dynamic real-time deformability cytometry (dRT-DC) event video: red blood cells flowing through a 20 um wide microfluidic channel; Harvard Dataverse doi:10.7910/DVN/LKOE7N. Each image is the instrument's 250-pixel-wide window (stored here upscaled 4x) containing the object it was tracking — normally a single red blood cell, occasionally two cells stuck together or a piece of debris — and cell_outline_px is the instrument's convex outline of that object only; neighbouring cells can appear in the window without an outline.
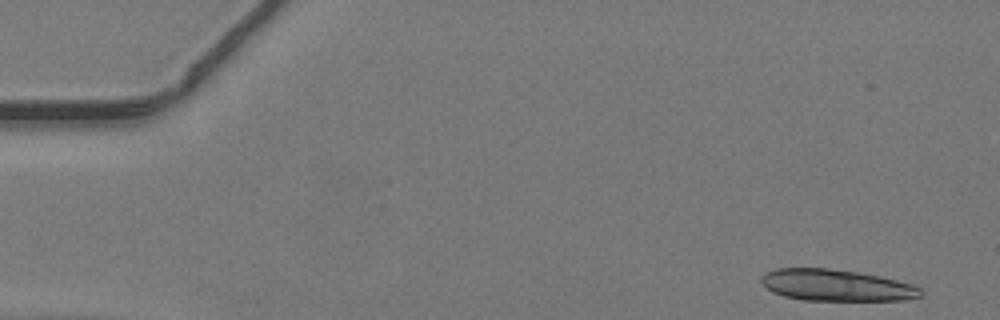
{"species": "common noctule bat (a hibernating species)", "species_latin": "Nyctalus noctula", "temperature_condition": "warm", "stored_images_in_passage": 46, "camera_frame_rate_fps": 3000, "um_per_image_px": 0.085, "animal": {"sex": "male", "body_mass_g": 19.2, "forearm_length_mm": 51.8}, "frame": {"image": 1, "passage_image": 1, "time_ms": 0.0, "image_size_px": [1000, 320], "cell_outline_px": [[924, 292], [920, 296], [904, 300], [804, 300], [784, 296], [772, 292], [760, 280], [760, 276], [764, 272], [776, 268], [828, 268], [856, 272], [880, 276], [912, 284], [920, 288]], "centroid_in_image_um": [71.06, 24.24], "position_along_channel_um": 13.9, "area_um2": 29.25}}
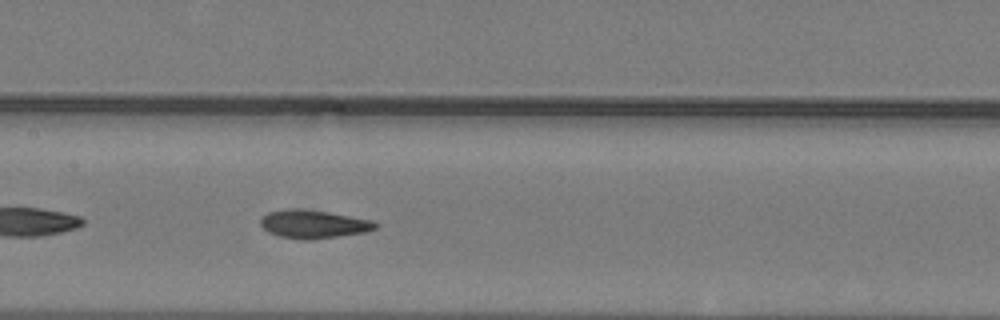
{"frame": {"image": 2, "passage_image": 22, "time_ms": 7.0, "image_size_px": [1000, 320], "cell_outline_px": [[380, 224], [376, 228], [364, 232], [336, 236], [280, 236], [268, 232], [260, 224], [260, 220], [268, 212], [288, 208], [296, 208], [328, 212], [372, 220]], "centroid_in_image_um": [26.66, 18.98], "position_along_channel_um": 180.7, "area_um2": 17.86}}
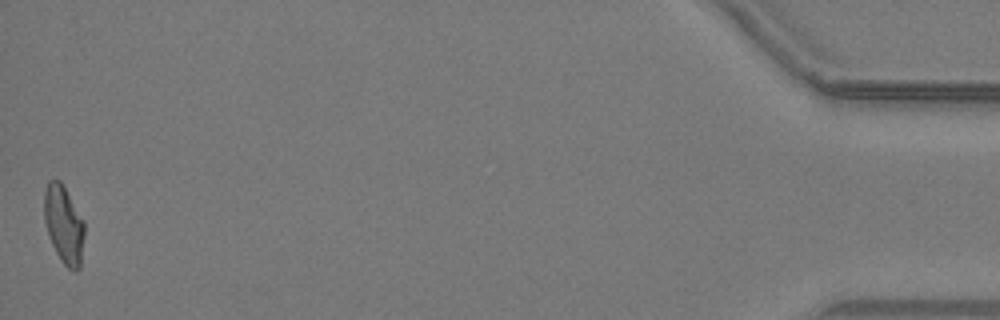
{"frame": {"image": 3, "passage_image": 46, "time_ms": 15.0, "image_size_px": [1000, 320], "cell_outline_px": [[84, 236], [80, 268], [76, 272], [68, 268], [60, 260], [52, 244], [44, 220], [44, 192], [48, 180], [60, 180], [84, 220]], "centroid_in_image_um": [5.43, 19.09], "position_along_channel_um": 429.8, "area_um2": 18.26}}